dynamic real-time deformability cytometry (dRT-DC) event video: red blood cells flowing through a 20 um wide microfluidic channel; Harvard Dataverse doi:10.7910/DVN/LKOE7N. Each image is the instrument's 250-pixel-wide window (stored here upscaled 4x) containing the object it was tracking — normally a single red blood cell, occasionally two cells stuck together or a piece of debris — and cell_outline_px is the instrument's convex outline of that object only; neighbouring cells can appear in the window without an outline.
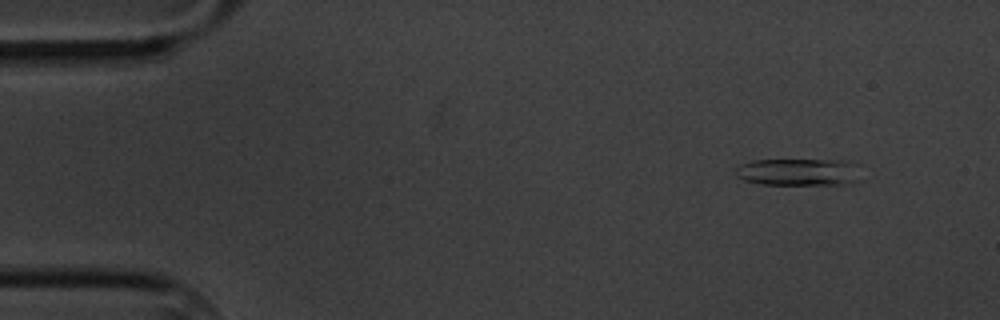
{"species": "common noctule bat (a hibernating species)", "species_latin": "Nyctalus noctula", "temperature_condition": "cold", "stored_images_in_passage": 5, "camera_frame_rate_fps": 3000, "um_per_image_px": 0.085, "animal": {"sex": "male", "body_mass_g": 20.1, "forearm_length_mm": 53.5}, "frame": {"image": 1, "passage_image": 2, "time_ms": 1.333, "image_size_px": [1000, 320], "cell_outline_px": [[856, 180], [852, 184], [760, 184], [744, 180], [736, 176], [736, 168], [740, 164], [752, 160], [844, 160], [856, 164]], "centroid_in_image_um": [67.82, 14.62], "position_along_channel_um": 17.2, "area_um2": 19.65}}